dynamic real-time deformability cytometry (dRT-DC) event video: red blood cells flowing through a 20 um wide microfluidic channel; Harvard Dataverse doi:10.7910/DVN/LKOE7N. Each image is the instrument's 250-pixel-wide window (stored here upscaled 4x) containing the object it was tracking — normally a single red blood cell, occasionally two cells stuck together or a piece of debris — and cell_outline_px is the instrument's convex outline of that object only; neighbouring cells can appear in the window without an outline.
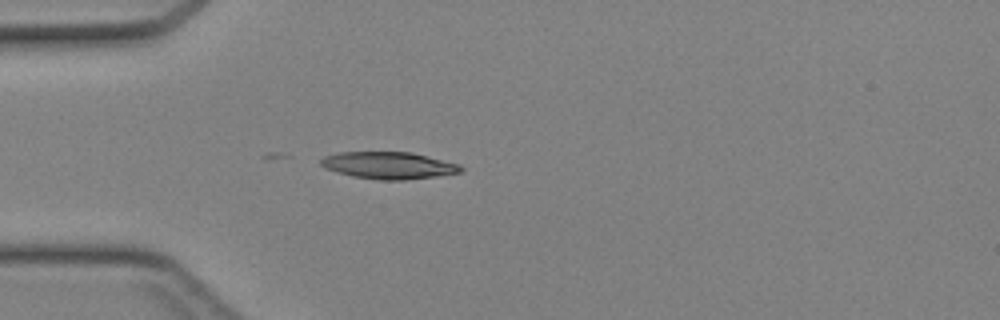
{"species": "Egyptian fruit bat (a non-hibernating species)", "species_latin": "Rousettus aegyptiacus", "temperature_condition": "cold", "stored_images_in_passage": 13, "camera_frame_rate_fps": 3000, "um_per_image_px": 0.085, "animal": {"sex": "female"}, "frame": {"image": 1, "passage_image": 7, "time_ms": 2.0, "image_size_px": [1000, 320], "cell_outline_px": [[464, 168], [460, 172], [436, 176], [404, 180], [380, 180], [352, 176], [336, 172], [320, 164], [320, 160], [324, 156], [340, 152], [412, 152], [460, 164]], "centroid_in_image_um": [33.05, 14.05], "position_along_channel_um": 51.9, "area_um2": 21.96}}
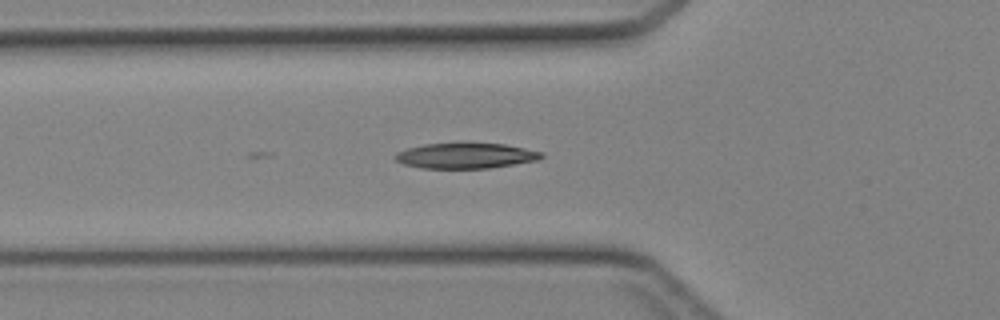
{"frame": {"image": 2, "passage_image": 10, "time_ms": 3.0, "image_size_px": [1000, 320], "cell_outline_px": [[544, 156], [540, 160], [488, 168], [420, 168], [404, 164], [396, 160], [392, 156], [396, 152], [408, 148], [424, 144], [468, 140], [504, 144], [544, 152]], "centroid_in_image_um": [39.59, 13.19], "position_along_channel_um": 86.2, "area_um2": 22.66}}
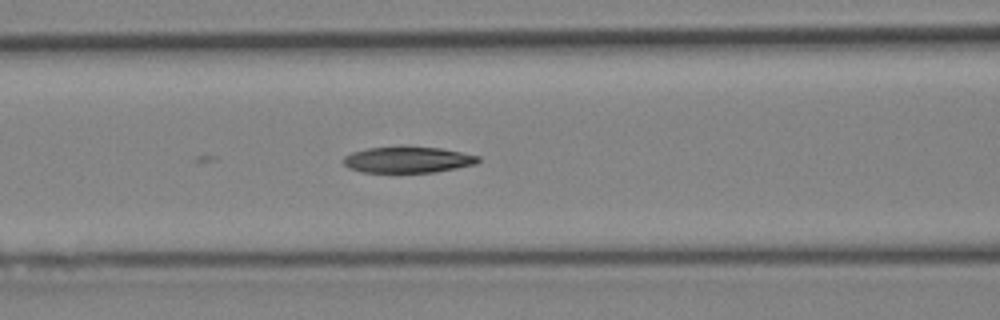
{"frame": {"image": 3, "passage_image": 13, "time_ms": 4.0, "image_size_px": [1000, 320], "cell_outline_px": [[480, 160], [476, 164], [436, 172], [364, 172], [348, 168], [344, 164], [344, 156], [352, 152], [368, 148], [440, 148], [480, 156]], "centroid_in_image_um": [34.68, 13.6], "position_along_channel_um": 131.9, "area_um2": 20.0}}